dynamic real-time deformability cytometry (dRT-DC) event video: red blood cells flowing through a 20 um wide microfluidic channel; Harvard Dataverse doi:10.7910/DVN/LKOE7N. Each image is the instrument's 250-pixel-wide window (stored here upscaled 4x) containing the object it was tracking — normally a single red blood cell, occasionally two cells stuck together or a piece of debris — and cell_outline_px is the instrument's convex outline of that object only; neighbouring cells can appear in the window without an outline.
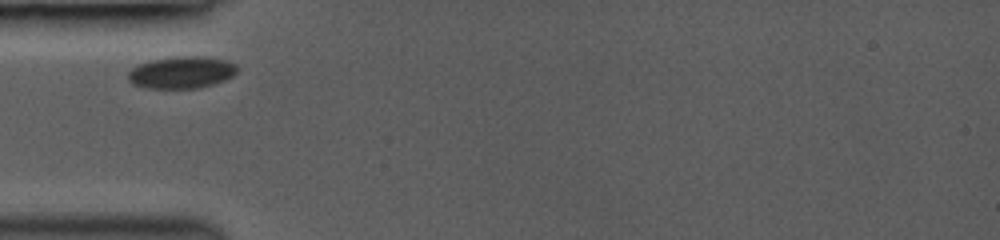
{"species": "common noctule bat (a hibernating species)", "species_latin": "Nyctalus noctula", "temperature_condition": "room temperature", "stored_images_in_passage": 2, "camera_frame_rate_fps": 3000, "um_per_image_px": 0.085, "animal": {"sex": "female", "body_mass_g": 19.0, "forearm_length_mm": 53.3}, "frame": {"image": 1, "passage_image": 1, "time_ms": 0.0, "image_size_px": [1000, 240], "cell_outline_px": [[240, 68], [232, 76], [224, 80], [200, 88], [148, 88], [132, 84], [128, 80], [128, 72], [132, 68], [140, 64], [152, 60], [176, 56], [204, 56], [224, 60], [236, 64]], "centroid_in_image_um": [15.44, 6.15], "position_along_channel_um": 69.6, "area_um2": 20.35}}